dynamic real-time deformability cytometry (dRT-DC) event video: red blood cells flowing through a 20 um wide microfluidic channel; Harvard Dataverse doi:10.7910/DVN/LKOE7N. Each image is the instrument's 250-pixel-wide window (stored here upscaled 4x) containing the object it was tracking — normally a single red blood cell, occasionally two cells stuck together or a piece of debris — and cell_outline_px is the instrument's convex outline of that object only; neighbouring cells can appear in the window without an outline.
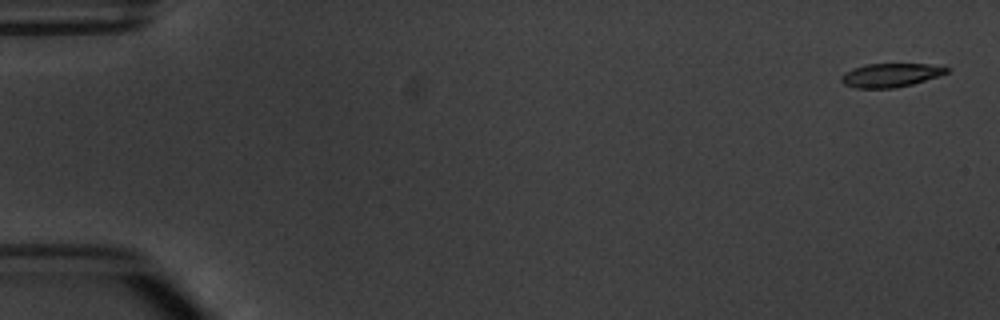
{"species": "common noctule bat (a hibernating species)", "species_latin": "Nyctalus noctula", "temperature_condition": "warm", "stored_images_in_passage": 5, "segment_of_instrument_passage": [2, 2], "camera_frame_rate_fps": 3000, "um_per_image_px": 0.085, "animal": {"sex": "male", "body_mass_g": 20.1, "forearm_length_mm": 53.5}, "frame": {"image": 1, "passage_image": 5, "time_ms": 5.667, "image_size_px": [1000, 320], "cell_outline_px": [[948, 72], [940, 76], [912, 84], [896, 88], [856, 88], [844, 84], [840, 80], [840, 76], [844, 72], [852, 68], [864, 64], [928, 64], [948, 68]], "centroid_in_image_um": [75.65, 6.39], "position_along_channel_um": 9.3, "area_um2": 14.62}}